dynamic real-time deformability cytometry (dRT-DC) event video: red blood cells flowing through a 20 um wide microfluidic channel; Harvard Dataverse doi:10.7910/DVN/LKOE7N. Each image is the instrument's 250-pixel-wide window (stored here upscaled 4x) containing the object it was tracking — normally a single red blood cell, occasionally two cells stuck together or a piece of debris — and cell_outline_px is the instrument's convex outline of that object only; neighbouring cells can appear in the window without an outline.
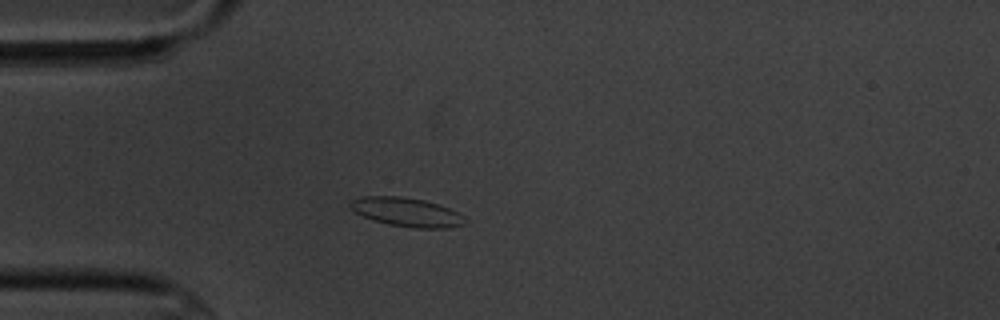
{"species": "common noctule bat (a hibernating species)", "species_latin": "Nyctalus noctula", "temperature_condition": "cold", "stored_images_in_passage": 4, "camera_frame_rate_fps": 3000, "um_per_image_px": 0.085, "animal": {"sex": "male", "body_mass_g": 20.1, "forearm_length_mm": 53.5}, "frame": {"image": 1, "passage_image": 3, "time_ms": 3.333, "image_size_px": [1000, 320], "cell_outline_px": [[468, 220], [464, 224], [448, 228], [416, 228], [388, 224], [372, 220], [348, 208], [348, 204], [352, 200], [360, 196], [400, 196], [424, 200], [448, 208], [464, 216]], "centroid_in_image_um": [34.54, 18.03], "position_along_channel_um": 50.5, "area_um2": 19.31}}